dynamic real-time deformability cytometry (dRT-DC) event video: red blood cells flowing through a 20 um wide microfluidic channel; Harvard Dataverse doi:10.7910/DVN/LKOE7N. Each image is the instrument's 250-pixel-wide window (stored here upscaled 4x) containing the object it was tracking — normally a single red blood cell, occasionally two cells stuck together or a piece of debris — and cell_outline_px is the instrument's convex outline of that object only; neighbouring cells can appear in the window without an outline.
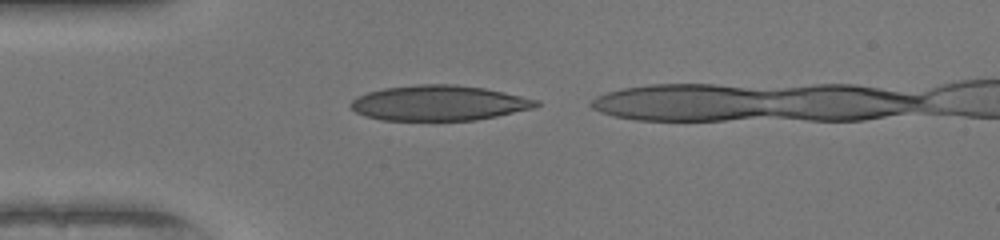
{"species": "human", "species_latin": "Homo sapiens", "temperature_condition": "warm", "stored_images_in_passage": 32, "camera_frame_rate_fps": 3000, "um_per_image_px": 0.085, "donor": {"sex": "female"}, "frame": {"image": 1, "passage_image": 2, "time_ms": 0.333, "image_size_px": [1000, 240], "cell_outline_px": [[540, 104], [532, 108], [496, 116], [476, 120], [380, 120], [364, 116], [356, 112], [348, 104], [356, 96], [368, 92], [384, 88], [416, 84], [452, 84], [484, 88], [504, 92], [540, 100]], "centroid_in_image_um": [37.27, 8.75], "position_along_channel_um": 47.7, "area_um2": 38.09}}
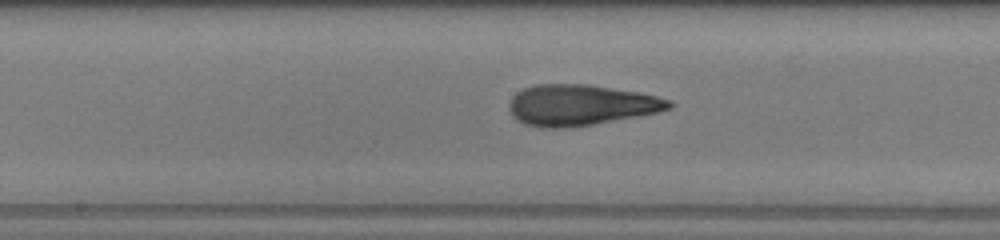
{"frame": {"image": 2, "passage_image": 14, "time_ms": 4.333, "image_size_px": [1000, 240], "cell_outline_px": [[676, 104], [672, 108], [656, 112], [636, 116], [592, 124], [564, 128], [540, 128], [524, 124], [516, 120], [512, 116], [508, 104], [512, 96], [516, 92], [524, 88], [536, 84], [584, 84], [636, 92], [656, 96], [672, 100]], "centroid_in_image_um": [49.31, 8.93], "position_along_channel_um": 198.9, "area_um2": 37.97}}
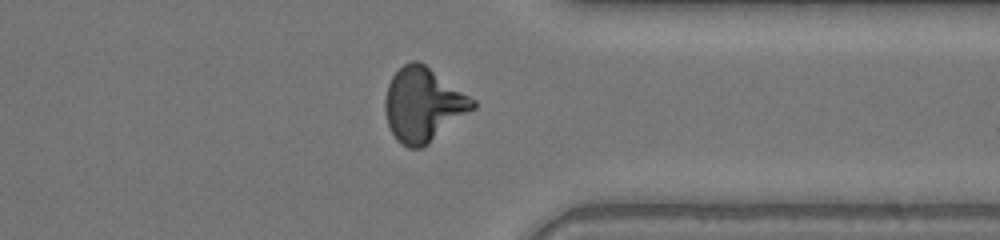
{"frame": {"image": 3, "passage_image": 27, "time_ms": 8.667, "image_size_px": [1000, 240], "cell_outline_px": [[476, 108], [428, 144], [420, 148], [408, 148], [400, 144], [396, 140], [388, 124], [384, 108], [384, 100], [388, 84], [392, 76], [404, 64], [412, 60], [416, 60], [424, 64], [476, 100]], "centroid_in_image_um": [35.97, 8.91], "position_along_channel_um": 375.4, "area_um2": 37.74}, "authors_computed_cell_mechanics": {"area_um2": 36.9631, "velocity_mm_per_s": 4.1839, "shape_relaxation_time_tau1_ms": null, "shape_relaxation_time_tau2_ms": 1.4027, "deformation_change_tau1": null, "deformation_change_tau2": 0.0942}}